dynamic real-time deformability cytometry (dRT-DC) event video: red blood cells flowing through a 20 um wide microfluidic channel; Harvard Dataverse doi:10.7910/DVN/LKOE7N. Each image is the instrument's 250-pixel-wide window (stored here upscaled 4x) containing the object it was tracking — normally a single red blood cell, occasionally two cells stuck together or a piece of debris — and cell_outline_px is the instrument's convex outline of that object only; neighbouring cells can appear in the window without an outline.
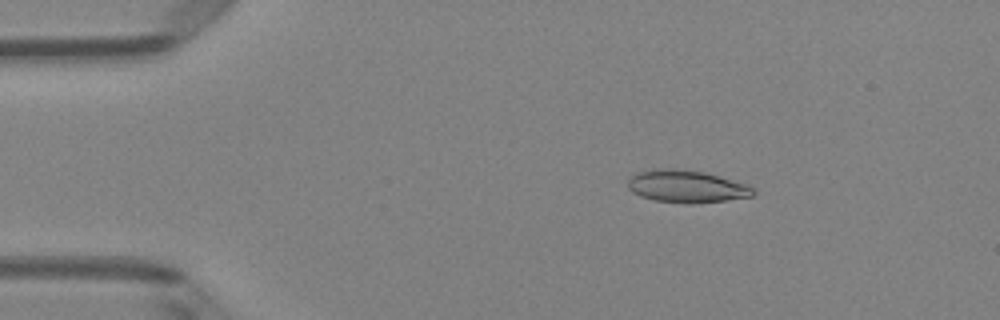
{"species": "Egyptian fruit bat (a non-hibernating species)", "species_latin": "Rousettus aegyptiacus", "temperature_condition": "room temperature", "stored_images_in_passage": 5, "camera_frame_rate_fps": 3000, "um_per_image_px": 0.085, "animal": {"sex": "female"}, "frame": {"image": 1, "passage_image": 3, "time_ms": 0.667, "image_size_px": [1000, 320], "cell_outline_px": [[756, 192], [752, 196], [728, 200], [692, 204], [688, 204], [656, 200], [640, 196], [632, 192], [628, 188], [628, 180], [636, 172], [656, 168], [672, 168], [704, 172], [748, 184], [756, 188]], "centroid_in_image_um": [58.38, 15.84], "position_along_channel_um": 26.6, "area_um2": 23.87}}
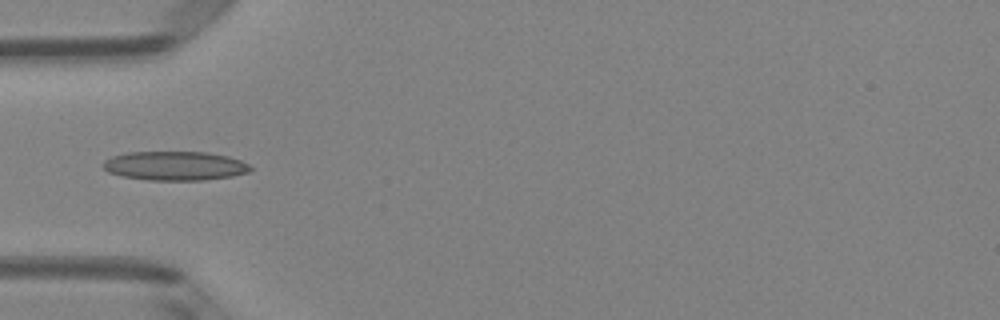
{"frame": {"image": 2, "passage_image": 5, "time_ms": 1.333, "image_size_px": [1000, 320], "cell_outline_px": [[252, 168], [248, 172], [232, 176], [204, 180], [148, 180], [124, 176], [108, 172], [100, 164], [104, 160], [112, 156], [128, 152], [204, 152], [228, 156], [240, 160], [248, 164]], "centroid_in_image_um": [14.84, 14.09], "position_along_channel_um": 70.2, "area_um2": 24.91}}